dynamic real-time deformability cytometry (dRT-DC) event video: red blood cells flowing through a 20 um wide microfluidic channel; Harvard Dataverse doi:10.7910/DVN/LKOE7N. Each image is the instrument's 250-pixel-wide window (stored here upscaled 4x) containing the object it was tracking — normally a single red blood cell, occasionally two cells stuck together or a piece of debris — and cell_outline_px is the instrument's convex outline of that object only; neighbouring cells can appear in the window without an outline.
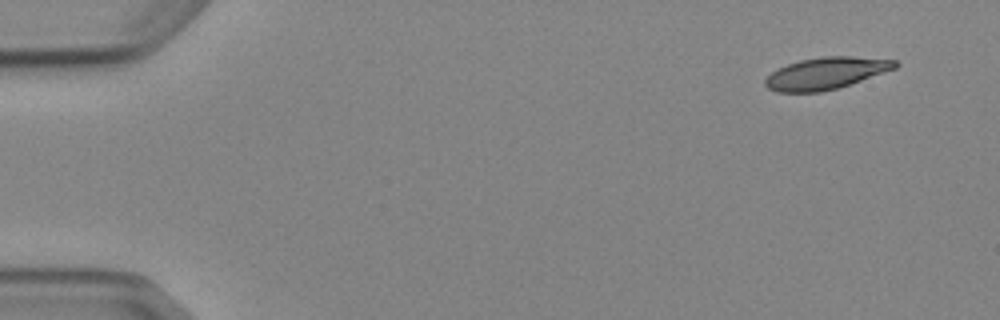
{"species": "Egyptian fruit bat (a non-hibernating species)", "species_latin": "Rousettus aegyptiacus", "temperature_condition": "cold", "stored_images_in_passage": 5, "camera_frame_rate_fps": 3000, "um_per_image_px": 0.085, "animal": {"sex": "female"}, "frame": {"image": 1, "passage_image": 1, "time_ms": 0.0, "image_size_px": [1000, 320], "cell_outline_px": [[900, 64], [896, 68], [836, 88], [820, 92], [776, 92], [768, 88], [764, 84], [764, 80], [772, 72], [788, 64], [800, 60], [824, 56], [852, 56], [896, 60]], "centroid_in_image_um": [70.19, 6.22], "position_along_channel_um": 14.8, "area_um2": 23.81}}